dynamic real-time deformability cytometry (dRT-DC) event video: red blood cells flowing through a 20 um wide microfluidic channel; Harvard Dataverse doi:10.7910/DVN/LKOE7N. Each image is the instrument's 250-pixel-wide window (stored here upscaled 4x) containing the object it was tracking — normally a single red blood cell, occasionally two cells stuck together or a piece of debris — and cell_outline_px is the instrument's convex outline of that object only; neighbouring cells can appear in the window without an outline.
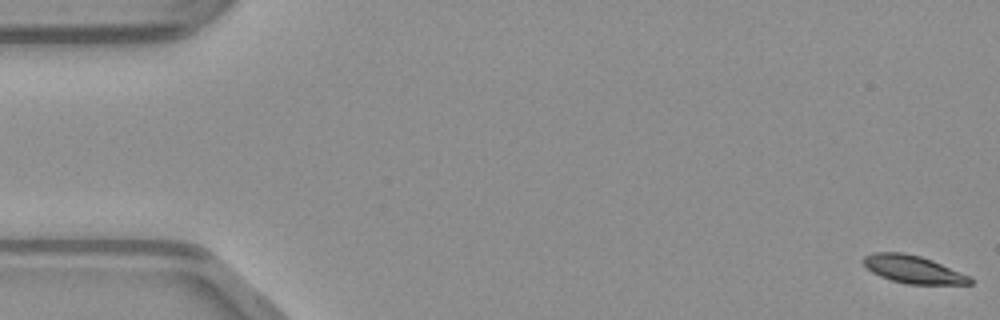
{"species": "common noctule bat (a hibernating species)", "species_latin": "Nyctalus noctula", "temperature_condition": "warm", "stored_images_in_passage": 16, "camera_frame_rate_fps": 3000, "um_per_image_px": 0.085, "animal": {"sex": "male", "body_mass_g": 23.1, "forearm_length_mm": 52.7}, "frame": {"image": 1, "passage_image": 1, "time_ms": 0.0, "image_size_px": [1000, 320], "cell_outline_px": [[972, 284], [908, 284], [892, 280], [880, 276], [872, 272], [860, 260], [864, 256], [872, 252], [904, 252], [920, 256], [932, 260], [972, 276]], "centroid_in_image_um": [77.62, 22.88], "position_along_channel_um": 7.4, "area_um2": 17.34}}